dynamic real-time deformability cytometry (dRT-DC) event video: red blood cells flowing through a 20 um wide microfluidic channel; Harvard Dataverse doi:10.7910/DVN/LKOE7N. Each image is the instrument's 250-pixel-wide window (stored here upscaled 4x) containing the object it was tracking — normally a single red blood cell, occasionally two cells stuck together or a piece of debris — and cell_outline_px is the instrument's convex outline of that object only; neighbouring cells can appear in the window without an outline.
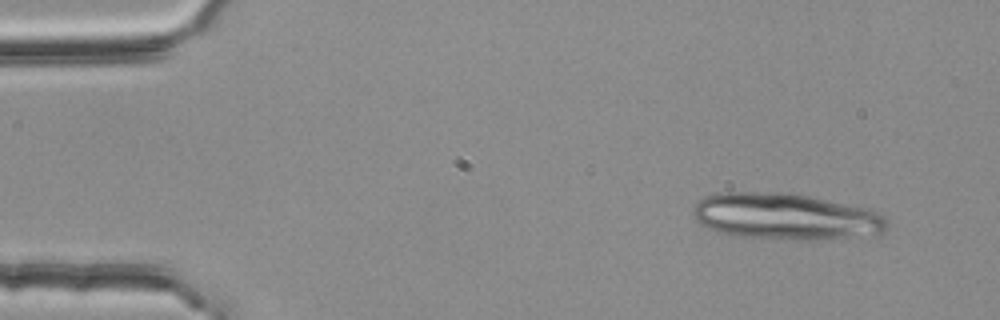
{"species": "common noctule bat (a hibernating species)", "species_latin": "Nyctalus noctula", "temperature_condition": "room temperature", "stored_images_in_passage": 3, "camera_frame_rate_fps": 3000, "um_per_image_px": 0.085, "animal": {"sex": "female", "body_mass_g": 25.1}, "frame": {"image": 1, "passage_image": 1, "time_ms": 0.0, "image_size_px": [1000, 320], "cell_outline_px": [[888, 228], [884, 232], [808, 240], [800, 240], [740, 236], [720, 232], [708, 228], [700, 224], [696, 220], [692, 212], [696, 204], [704, 196], [716, 192], [788, 192], [868, 208], [884, 216], [888, 220]], "centroid_in_image_um": [66.73, 18.38], "position_along_channel_um": 18.3, "area_um2": 52.08}}